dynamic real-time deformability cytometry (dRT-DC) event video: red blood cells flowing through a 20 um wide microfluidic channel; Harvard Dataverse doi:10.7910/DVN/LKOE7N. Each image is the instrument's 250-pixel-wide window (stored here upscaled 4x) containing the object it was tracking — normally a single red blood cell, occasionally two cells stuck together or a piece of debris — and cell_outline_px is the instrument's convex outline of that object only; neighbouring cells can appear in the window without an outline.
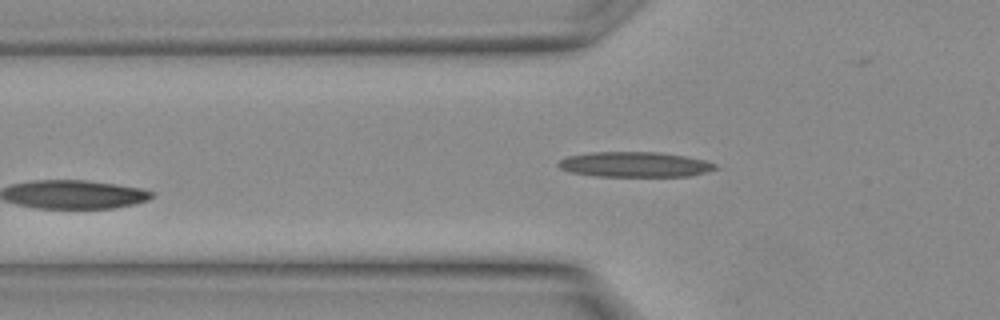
{"species": "Egyptian fruit bat (a non-hibernating species)", "species_latin": "Rousettus aegyptiacus", "temperature_condition": "warm", "stored_images_in_passage": 11, "camera_frame_rate_fps": 3000, "um_per_image_px": 0.085, "animal": {"sex": "female"}, "frame": {"image": 1, "passage_image": 11, "time_ms": 3.333, "image_size_px": [1000, 320], "cell_outline_px": [[720, 168], [688, 176], [596, 176], [572, 172], [560, 168], [556, 164], [560, 160], [568, 156], [592, 152], [660, 152], [708, 160], [716, 164]], "centroid_in_image_um": [53.99, 13.97], "position_along_channel_um": 71.8, "area_um2": 23.0}}